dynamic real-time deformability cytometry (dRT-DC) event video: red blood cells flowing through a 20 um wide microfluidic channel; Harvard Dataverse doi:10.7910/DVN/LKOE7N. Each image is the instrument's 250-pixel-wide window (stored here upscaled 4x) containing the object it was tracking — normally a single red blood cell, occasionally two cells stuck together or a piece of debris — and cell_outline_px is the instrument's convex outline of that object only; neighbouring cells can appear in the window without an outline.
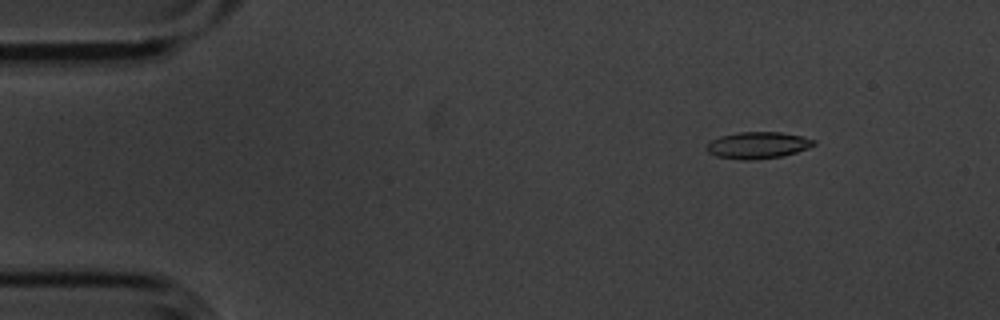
{"species": "common noctule bat (a hibernating species)", "species_latin": "Nyctalus noctula", "temperature_condition": "cold", "stored_images_in_passage": 7, "camera_frame_rate_fps": 3000, "um_per_image_px": 0.085, "animal": {"sex": "male", "body_mass_g": 20.1, "forearm_length_mm": 53.5}, "frame": {"image": 1, "passage_image": 2, "time_ms": 0.333, "image_size_px": [1000, 320], "cell_outline_px": [[816, 144], [808, 148], [796, 152], [780, 156], [756, 160], [744, 160], [716, 156], [708, 152], [704, 148], [712, 140], [720, 136], [740, 132], [780, 132], [800, 136], [816, 140]], "centroid_in_image_um": [64.4, 12.34], "position_along_channel_um": 20.6, "area_um2": 16.59}}
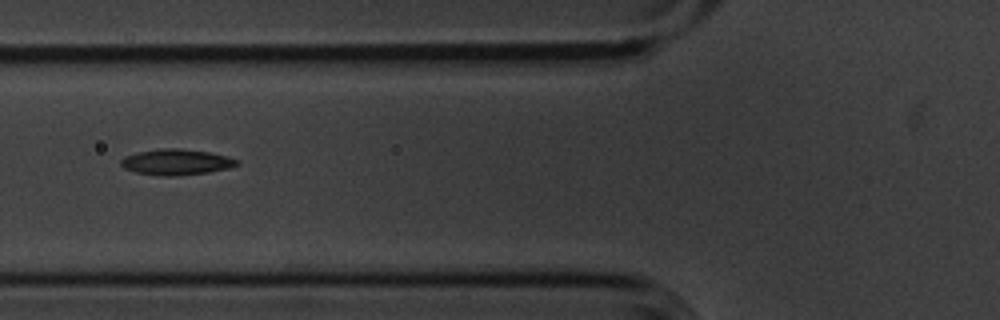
{"frame": {"image": 2, "passage_image": 6, "time_ms": 1.667, "image_size_px": [1000, 320], "cell_outline_px": [[240, 164], [228, 168], [208, 172], [172, 176], [164, 176], [136, 172], [124, 168], [120, 164], [120, 160], [124, 156], [136, 152], [160, 148], [180, 148], [208, 152], [228, 156], [236, 160]], "centroid_in_image_um": [14.95, 13.76], "position_along_channel_um": 110.9, "area_um2": 17.4}}
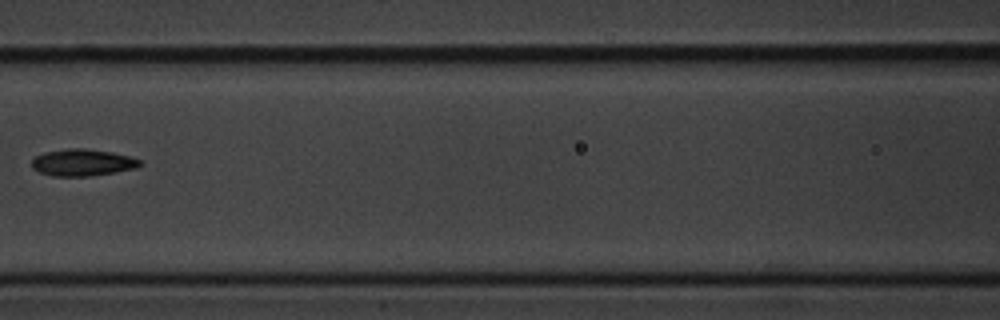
{"frame": {"image": 3, "passage_image": 7, "time_ms": 2.0, "image_size_px": [1000, 320], "cell_outline_px": [[144, 164], [136, 168], [116, 172], [92, 176], [52, 176], [40, 172], [32, 168], [32, 160], [36, 156], [44, 152], [68, 148], [84, 148], [112, 152], [128, 156], [140, 160]], "centroid_in_image_um": [7.02, 13.82], "position_along_channel_um": 159.6, "area_um2": 16.99}}